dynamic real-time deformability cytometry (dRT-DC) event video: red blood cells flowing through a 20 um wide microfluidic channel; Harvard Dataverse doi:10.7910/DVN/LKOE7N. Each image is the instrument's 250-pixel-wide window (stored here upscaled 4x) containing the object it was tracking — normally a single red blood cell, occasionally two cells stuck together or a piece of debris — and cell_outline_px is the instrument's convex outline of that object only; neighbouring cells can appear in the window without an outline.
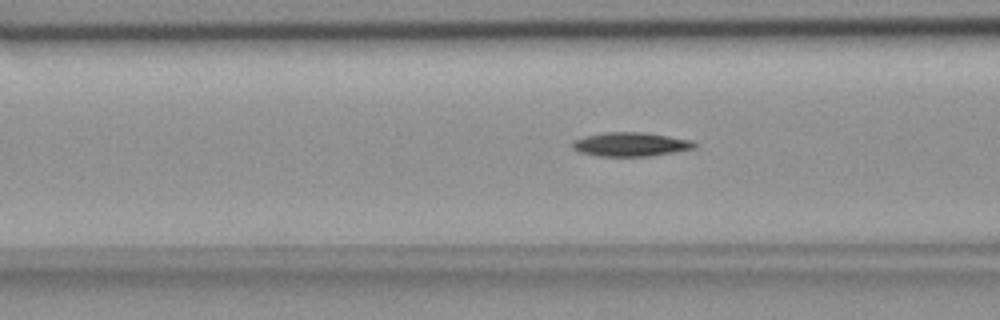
{"species": "common noctule bat (a hibernating species)", "species_latin": "Nyctalus noctula", "temperature_condition": "room temperature", "stored_images_in_passage": 39, "camera_frame_rate_fps": 3000, "um_per_image_px": 0.085, "animal": {"sex": "female", "body_mass_g": 18.4}, "frame": {"image": 1, "passage_image": 5, "time_ms": 1.333, "image_size_px": [1000, 320], "cell_outline_px": [[696, 148], [648, 156], [596, 156], [580, 152], [572, 148], [572, 140], [604, 132], [640, 132], [668, 136], [692, 140], [696, 144]], "centroid_in_image_um": [53.58, 12.27], "position_along_channel_um": 113.0, "area_um2": 16.88}}
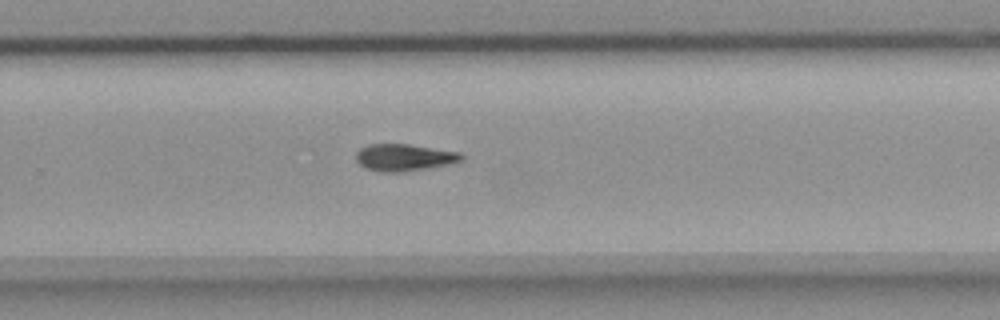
{"frame": {"image": 2, "passage_image": 20, "time_ms": 6.333, "image_size_px": [1000, 320], "cell_outline_px": [[464, 160], [428, 168], [400, 172], [380, 172], [364, 168], [356, 160], [356, 152], [360, 148], [368, 144], [408, 144], [460, 152], [464, 156]], "centroid_in_image_um": [34.33, 13.38], "position_along_channel_um": 295.5, "area_um2": 16.59}}
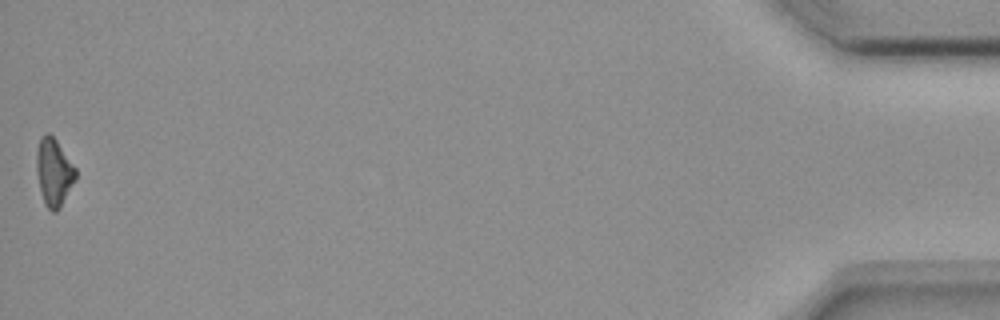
{"frame": {"image": 3, "passage_image": 39, "time_ms": 12.667, "image_size_px": [1000, 320], "cell_outline_px": [[76, 180], [60, 208], [56, 212], [52, 212], [44, 204], [36, 172], [36, 152], [40, 136], [44, 132], [48, 132], [56, 140], [76, 168]], "centroid_in_image_um": [4.57, 14.63], "position_along_channel_um": 430.6, "area_um2": 15.55}, "authors_computed_cell_mechanics": {"area_um2": 16.2996, "velocity_mm_per_s": 3.6569, "shape_relaxation_time_tau1_ms": 4.4037, "shape_relaxation_time_tau2_ms": null, "deformation_change_tau1": 0.1539, "deformation_change_tau2": null}}